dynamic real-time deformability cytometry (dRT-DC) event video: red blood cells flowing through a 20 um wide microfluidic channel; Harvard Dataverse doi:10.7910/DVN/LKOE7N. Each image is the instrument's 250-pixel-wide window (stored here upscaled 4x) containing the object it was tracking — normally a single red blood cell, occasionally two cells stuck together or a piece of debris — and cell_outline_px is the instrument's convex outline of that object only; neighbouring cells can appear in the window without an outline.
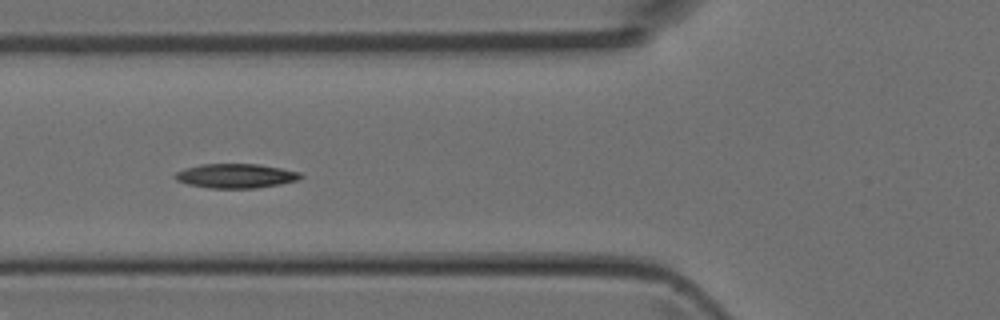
{"species": "Egyptian fruit bat (a non-hibernating species)", "species_latin": "Rousettus aegyptiacus", "temperature_condition": "room temperature", "stored_images_in_passage": 4, "camera_frame_rate_fps": 3000, "um_per_image_px": 0.085, "animal": {"sex": "female"}, "frame": {"image": 1, "passage_image": 4, "time_ms": 1.0, "image_size_px": [1000, 320], "cell_outline_px": [[304, 176], [300, 180], [280, 184], [256, 188], [208, 188], [188, 184], [176, 180], [172, 176], [176, 172], [184, 168], [200, 164], [256, 164], [280, 168], [300, 172]], "centroid_in_image_um": [20.03, 14.95], "position_along_channel_um": 105.8, "area_um2": 17.92}}